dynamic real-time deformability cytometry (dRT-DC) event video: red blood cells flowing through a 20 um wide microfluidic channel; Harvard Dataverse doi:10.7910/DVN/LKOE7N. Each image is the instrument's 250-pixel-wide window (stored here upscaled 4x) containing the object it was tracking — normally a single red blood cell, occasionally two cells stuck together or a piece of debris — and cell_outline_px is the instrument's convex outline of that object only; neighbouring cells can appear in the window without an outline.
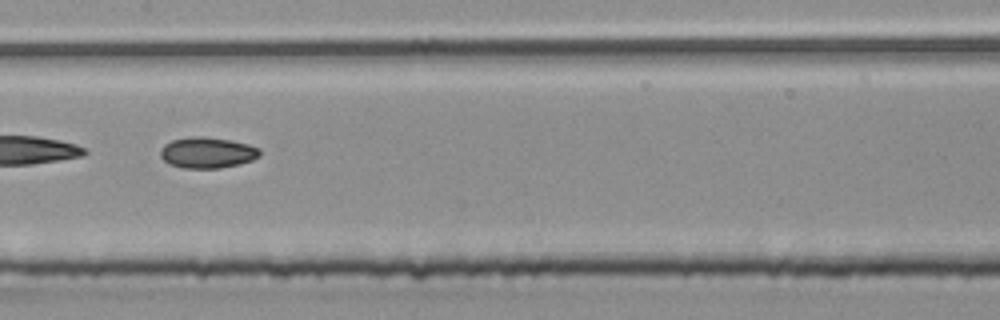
{"species": "common noctule bat (a hibernating species)", "species_latin": "Nyctalus noctula", "temperature_condition": "room temperature", "stored_images_in_passage": 32, "camera_frame_rate_fps": 3000, "um_per_image_px": 0.085, "animal": {"sex": "male", "body_mass_g": 20.4}, "frame": {"image": 1, "passage_image": 10, "time_ms": 3.0, "image_size_px": [1000, 320], "cell_outline_px": [[260, 156], [252, 160], [240, 164], [220, 168], [184, 168], [168, 164], [160, 156], [160, 148], [164, 144], [172, 140], [196, 136], [200, 136], [228, 140], [248, 144], [260, 148]], "centroid_in_image_um": [17.61, 12.98], "position_along_channel_um": 189.8, "area_um2": 17.92}, "authors_computed_cell_mechanics": {"area_um2": 17.5423, "velocity_mm_per_s": 3.8779, "shape_relaxation_time_tau1_ms": 11.2722, "shape_relaxation_time_tau2_ms": null, "deformation_change_tau1": 0.1526, "deformation_change_tau2": null}}